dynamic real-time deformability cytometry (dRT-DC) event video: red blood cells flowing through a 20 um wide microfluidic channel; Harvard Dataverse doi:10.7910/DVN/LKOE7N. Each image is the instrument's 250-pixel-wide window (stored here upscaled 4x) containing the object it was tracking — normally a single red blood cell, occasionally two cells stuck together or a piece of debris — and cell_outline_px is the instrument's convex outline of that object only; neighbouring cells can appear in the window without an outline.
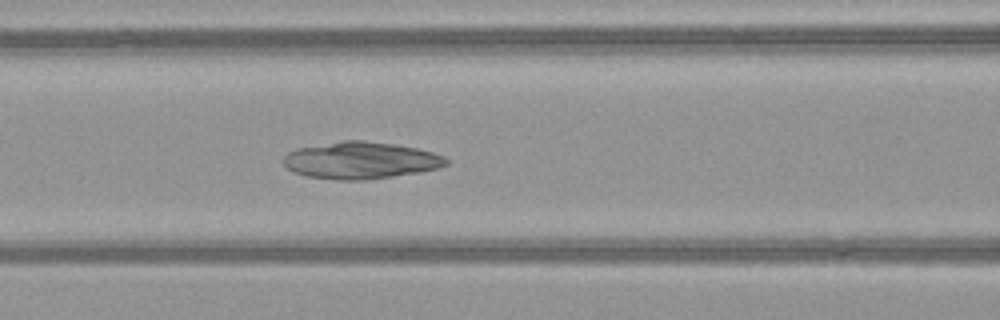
{"species": "common noctule bat (a hibernating species)", "species_latin": "Nyctalus noctula", "temperature_condition": "warm", "stored_images_in_passage": 36, "camera_frame_rate_fps": 3000, "um_per_image_px": 0.085, "animal": {"sex": "female", "body_mass_g": 21.9}, "frame": {"image": 1, "passage_image": 10, "time_ms": 3.0, "image_size_px": [1000, 320], "cell_outline_px": [[448, 164], [440, 168], [420, 172], [368, 180], [336, 180], [304, 176], [292, 172], [284, 164], [284, 156], [288, 152], [296, 148], [344, 140], [364, 140], [392, 144], [416, 148], [432, 152], [444, 156], [448, 160]], "centroid_in_image_um": [30.65, 13.64], "position_along_channel_um": 136.0, "area_um2": 35.26}}
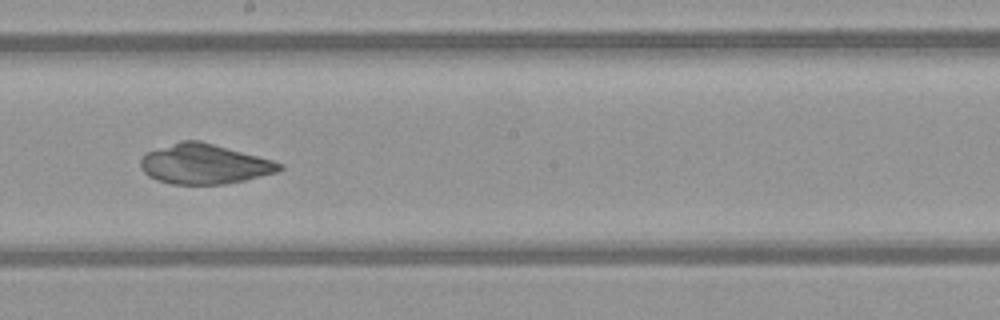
{"frame": {"image": 2, "passage_image": 17, "time_ms": 5.333, "image_size_px": [1000, 320], "cell_outline_px": [[284, 168], [276, 172], [244, 180], [224, 184], [172, 184], [156, 180], [148, 176], [140, 168], [140, 160], [144, 152], [180, 140], [200, 140], [272, 160], [284, 164]], "centroid_in_image_um": [17.31, 13.93], "position_along_channel_um": 230.9, "area_um2": 32.43}}
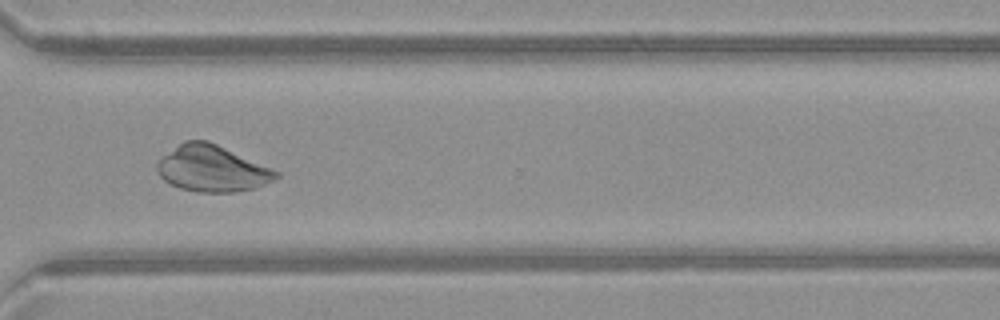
{"frame": {"image": 3, "passage_image": 26, "time_ms": 8.333, "image_size_px": [1000, 320], "cell_outline_px": [[280, 176], [256, 188], [232, 192], [196, 192], [180, 188], [164, 180], [160, 176], [156, 168], [156, 164], [160, 156], [184, 140], [208, 140], [280, 172]], "centroid_in_image_um": [17.99, 14.32], "position_along_channel_um": 352.6, "area_um2": 32.08}}